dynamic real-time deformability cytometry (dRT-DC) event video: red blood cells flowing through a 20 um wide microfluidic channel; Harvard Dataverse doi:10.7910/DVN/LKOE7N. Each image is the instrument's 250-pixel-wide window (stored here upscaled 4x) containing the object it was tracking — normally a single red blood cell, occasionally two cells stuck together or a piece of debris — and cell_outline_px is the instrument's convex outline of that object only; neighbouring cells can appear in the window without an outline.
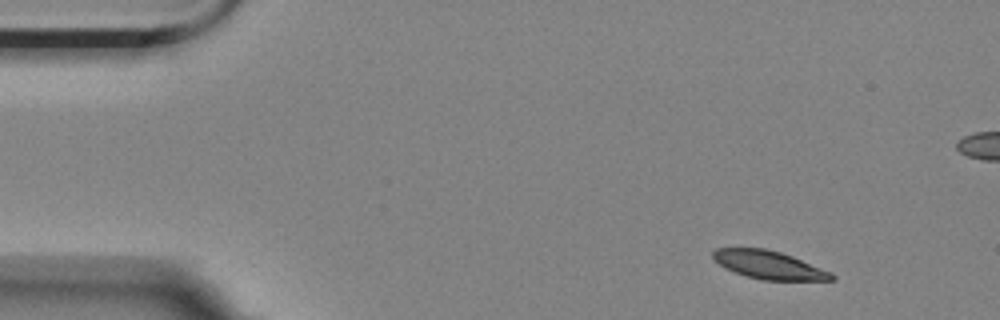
{"species": "Egyptian fruit bat (a non-hibernating species)", "species_latin": "Rousettus aegyptiacus", "temperature_condition": "room temperature", "stored_images_in_passage": 5, "camera_frame_rate_fps": 3000, "um_per_image_px": 0.085, "animal": {"sex": "female"}, "frame": {"image": 1, "passage_image": 1, "time_ms": 0.0, "image_size_px": [1000, 320], "cell_outline_px": [[836, 280], [760, 280], [724, 268], [712, 256], [712, 252], [716, 248], [764, 248], [780, 252], [792, 256], [832, 272], [836, 276]], "centroid_in_image_um": [65.39, 22.52], "position_along_channel_um": 19.6, "area_um2": 19.36}}